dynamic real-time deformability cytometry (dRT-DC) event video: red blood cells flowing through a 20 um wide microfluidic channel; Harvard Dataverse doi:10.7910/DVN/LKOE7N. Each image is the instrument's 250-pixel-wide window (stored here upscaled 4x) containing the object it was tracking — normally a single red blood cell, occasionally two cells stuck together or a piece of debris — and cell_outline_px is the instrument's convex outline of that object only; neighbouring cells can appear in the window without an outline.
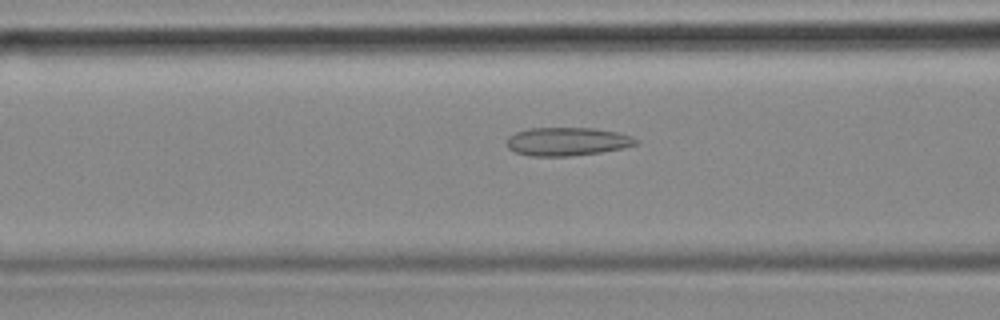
{"species": "common noctule bat (a hibernating species)", "species_latin": "Nyctalus noctula", "temperature_condition": "cold", "stored_images_in_passage": 54, "camera_frame_rate_fps": 3000, "um_per_image_px": 0.085, "animal": {"sex": "female", "body_mass_g": 18.4}, "frame": {"image": 1, "passage_image": 20, "time_ms": 6.333, "image_size_px": [1000, 320], "cell_outline_px": [[640, 144], [624, 148], [600, 152], [568, 156], [528, 156], [516, 152], [508, 148], [508, 136], [516, 132], [528, 128], [596, 128], [616, 132], [632, 136], [640, 140]], "centroid_in_image_um": [48.25, 12.03], "position_along_channel_um": 118.3, "area_um2": 21.44}}
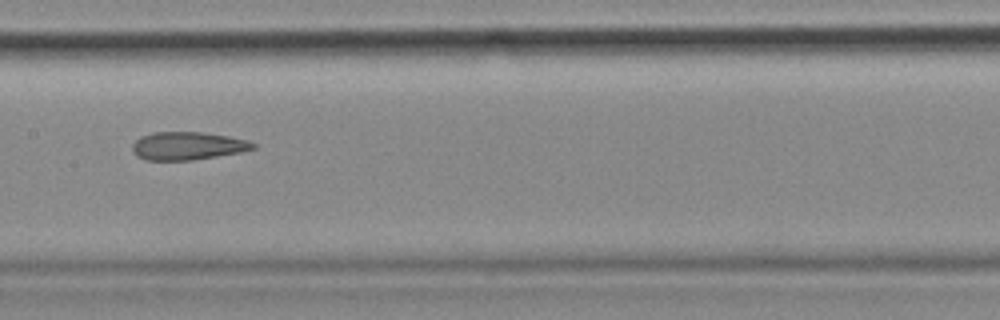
{"frame": {"image": 2, "passage_image": 26, "time_ms": 8.333, "image_size_px": [1000, 320], "cell_outline_px": [[256, 148], [240, 152], [192, 160], [144, 160], [136, 156], [132, 152], [132, 144], [140, 136], [152, 132], [204, 132], [228, 136], [248, 140], [256, 144]], "centroid_in_image_um": [15.92, 12.39], "position_along_channel_um": 191.5, "area_um2": 19.83}}
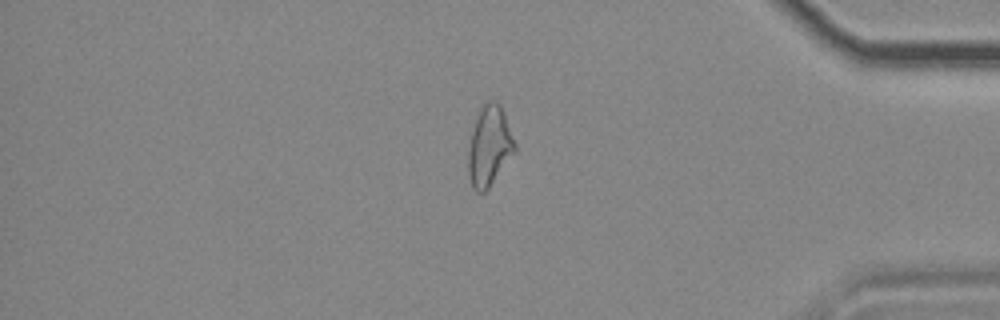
{"frame": {"image": 3, "passage_image": 45, "time_ms": 14.667, "image_size_px": [1000, 320], "cell_outline_px": [[516, 152], [488, 188], [484, 192], [476, 192], [472, 188], [468, 176], [468, 152], [472, 132], [480, 108], [488, 100], [496, 100], [500, 104], [504, 112], [516, 144]], "centroid_in_image_um": [41.61, 12.43], "position_along_channel_um": 393.6, "area_um2": 21.73}, "authors_computed_cell_mechanics": {"area_um2": 21.6461, "velocity_mm_per_s": 3.6521, "shape_relaxation_time_tau1_ms": null, "shape_relaxation_time_tau2_ms": 2.4609, "deformation_change_tau1": null, "deformation_change_tau2": 0.1117}}